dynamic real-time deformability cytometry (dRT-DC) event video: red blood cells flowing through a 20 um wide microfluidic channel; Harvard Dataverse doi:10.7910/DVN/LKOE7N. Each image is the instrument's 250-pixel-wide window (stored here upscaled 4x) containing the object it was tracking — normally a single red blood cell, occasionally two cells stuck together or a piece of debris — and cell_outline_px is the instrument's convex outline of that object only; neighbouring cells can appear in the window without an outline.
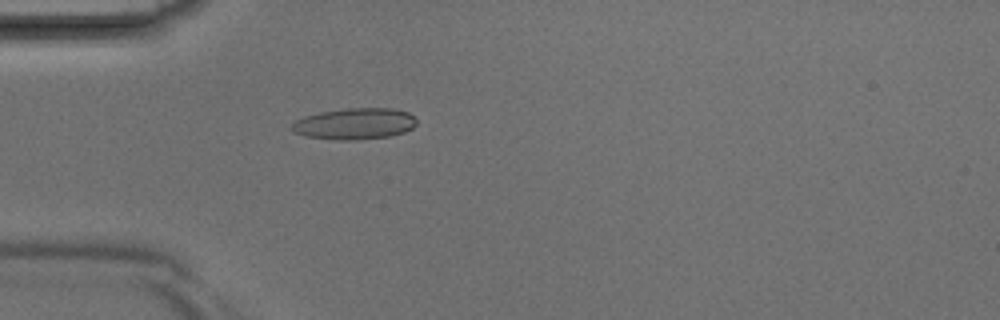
{"species": "Egyptian fruit bat (a non-hibernating species)", "species_latin": "Rousettus aegyptiacus", "temperature_condition": "room temperature", "stored_images_in_passage": 37, "camera_frame_rate_fps": 3000, "um_per_image_px": 0.085, "animal": {"sex": "male"}, "frame": {"image": 1, "passage_image": 8, "time_ms": 2.333, "image_size_px": [1000, 320], "cell_outline_px": [[416, 124], [412, 128], [404, 132], [392, 136], [356, 140], [340, 140], [304, 136], [292, 132], [292, 124], [296, 120], [304, 116], [320, 112], [348, 108], [392, 108], [408, 112], [416, 120]], "centroid_in_image_um": [30.14, 10.52], "position_along_channel_um": 54.9, "area_um2": 22.83}}
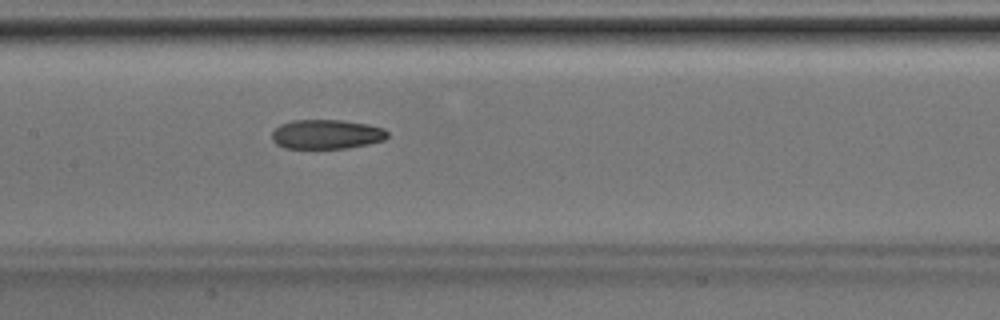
{"frame": {"image": 2, "passage_image": 16, "time_ms": 5.0, "image_size_px": [1000, 320], "cell_outline_px": [[388, 136], [384, 140], [368, 144], [344, 148], [284, 148], [276, 144], [272, 140], [272, 132], [280, 124], [292, 120], [344, 120], [368, 124], [384, 128], [388, 132]], "centroid_in_image_um": [27.75, 11.4], "position_along_channel_um": 179.6, "area_um2": 19.88}}
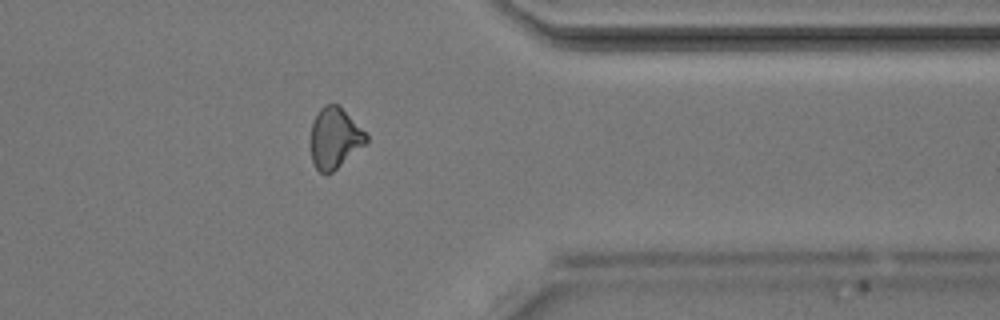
{"frame": {"image": 3, "passage_image": 29, "time_ms": 9.333, "image_size_px": [1000, 320], "cell_outline_px": [[368, 144], [332, 172], [324, 176], [316, 168], [312, 160], [308, 144], [312, 120], [320, 108], [324, 104], [336, 104], [368, 136]], "centroid_in_image_um": [28.39, 11.79], "position_along_channel_um": 383.0, "area_um2": 20.0}}